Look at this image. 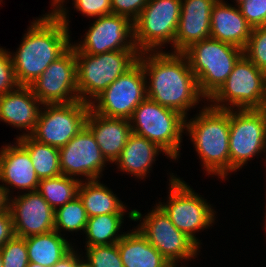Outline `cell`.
I'll return each mask as SVG.
<instances>
[{
  "label": "cell",
  "mask_w": 266,
  "mask_h": 267,
  "mask_svg": "<svg viewBox=\"0 0 266 267\" xmlns=\"http://www.w3.org/2000/svg\"><path fill=\"white\" fill-rule=\"evenodd\" d=\"M60 171L63 175L100 180L108 161L103 156L91 130L85 126L65 146L59 148Z\"/></svg>",
  "instance_id": "2e32d148"
},
{
  "label": "cell",
  "mask_w": 266,
  "mask_h": 267,
  "mask_svg": "<svg viewBox=\"0 0 266 267\" xmlns=\"http://www.w3.org/2000/svg\"><path fill=\"white\" fill-rule=\"evenodd\" d=\"M264 86L265 72L243 54L225 83L208 101L213 102L211 107L222 110H232L235 107L262 109Z\"/></svg>",
  "instance_id": "30bf717a"
},
{
  "label": "cell",
  "mask_w": 266,
  "mask_h": 267,
  "mask_svg": "<svg viewBox=\"0 0 266 267\" xmlns=\"http://www.w3.org/2000/svg\"><path fill=\"white\" fill-rule=\"evenodd\" d=\"M15 236L26 238L54 230L55 210L38 191L9 198Z\"/></svg>",
  "instance_id": "e0dca14e"
},
{
  "label": "cell",
  "mask_w": 266,
  "mask_h": 267,
  "mask_svg": "<svg viewBox=\"0 0 266 267\" xmlns=\"http://www.w3.org/2000/svg\"><path fill=\"white\" fill-rule=\"evenodd\" d=\"M146 76L138 61L119 76L91 103L90 109L107 118L130 119L135 108L147 97Z\"/></svg>",
  "instance_id": "7c38bea8"
},
{
  "label": "cell",
  "mask_w": 266,
  "mask_h": 267,
  "mask_svg": "<svg viewBox=\"0 0 266 267\" xmlns=\"http://www.w3.org/2000/svg\"><path fill=\"white\" fill-rule=\"evenodd\" d=\"M139 54L137 49L109 51L98 55L75 53L80 101L90 104L138 62Z\"/></svg>",
  "instance_id": "5b68a950"
},
{
  "label": "cell",
  "mask_w": 266,
  "mask_h": 267,
  "mask_svg": "<svg viewBox=\"0 0 266 267\" xmlns=\"http://www.w3.org/2000/svg\"><path fill=\"white\" fill-rule=\"evenodd\" d=\"M29 153L35 172L39 180L61 175L59 148L43 144L31 136L16 137Z\"/></svg>",
  "instance_id": "4316f807"
},
{
  "label": "cell",
  "mask_w": 266,
  "mask_h": 267,
  "mask_svg": "<svg viewBox=\"0 0 266 267\" xmlns=\"http://www.w3.org/2000/svg\"><path fill=\"white\" fill-rule=\"evenodd\" d=\"M3 267H27L29 263L25 238L14 236L0 249Z\"/></svg>",
  "instance_id": "d6a6232c"
},
{
  "label": "cell",
  "mask_w": 266,
  "mask_h": 267,
  "mask_svg": "<svg viewBox=\"0 0 266 267\" xmlns=\"http://www.w3.org/2000/svg\"><path fill=\"white\" fill-rule=\"evenodd\" d=\"M54 215V230L60 235H62V230L69 232L85 231L88 216L83 203L78 196L65 205L56 208Z\"/></svg>",
  "instance_id": "f546056e"
},
{
  "label": "cell",
  "mask_w": 266,
  "mask_h": 267,
  "mask_svg": "<svg viewBox=\"0 0 266 267\" xmlns=\"http://www.w3.org/2000/svg\"><path fill=\"white\" fill-rule=\"evenodd\" d=\"M125 213H112L89 217L86 228V246H99L117 243L124 235L118 234Z\"/></svg>",
  "instance_id": "83f0119b"
},
{
  "label": "cell",
  "mask_w": 266,
  "mask_h": 267,
  "mask_svg": "<svg viewBox=\"0 0 266 267\" xmlns=\"http://www.w3.org/2000/svg\"><path fill=\"white\" fill-rule=\"evenodd\" d=\"M183 54L196 77L203 99L208 101L225 83L243 50L229 43L207 38L193 43Z\"/></svg>",
  "instance_id": "277c9868"
},
{
  "label": "cell",
  "mask_w": 266,
  "mask_h": 267,
  "mask_svg": "<svg viewBox=\"0 0 266 267\" xmlns=\"http://www.w3.org/2000/svg\"><path fill=\"white\" fill-rule=\"evenodd\" d=\"M0 267H3V259H2V255H1V250H0Z\"/></svg>",
  "instance_id": "f6af8a7d"
},
{
  "label": "cell",
  "mask_w": 266,
  "mask_h": 267,
  "mask_svg": "<svg viewBox=\"0 0 266 267\" xmlns=\"http://www.w3.org/2000/svg\"><path fill=\"white\" fill-rule=\"evenodd\" d=\"M80 43L72 46L75 53L98 55L109 51L136 49L133 39V22L117 14L95 19Z\"/></svg>",
  "instance_id": "9a60e30c"
},
{
  "label": "cell",
  "mask_w": 266,
  "mask_h": 267,
  "mask_svg": "<svg viewBox=\"0 0 266 267\" xmlns=\"http://www.w3.org/2000/svg\"><path fill=\"white\" fill-rule=\"evenodd\" d=\"M243 54L260 70L266 72V26L252 29Z\"/></svg>",
  "instance_id": "4dcf8cb0"
},
{
  "label": "cell",
  "mask_w": 266,
  "mask_h": 267,
  "mask_svg": "<svg viewBox=\"0 0 266 267\" xmlns=\"http://www.w3.org/2000/svg\"><path fill=\"white\" fill-rule=\"evenodd\" d=\"M27 267H44V266L39 265V264L34 263V262H29Z\"/></svg>",
  "instance_id": "ee69618b"
},
{
  "label": "cell",
  "mask_w": 266,
  "mask_h": 267,
  "mask_svg": "<svg viewBox=\"0 0 266 267\" xmlns=\"http://www.w3.org/2000/svg\"><path fill=\"white\" fill-rule=\"evenodd\" d=\"M29 87L42 104L79 101L74 47L53 61Z\"/></svg>",
  "instance_id": "5bb4252c"
},
{
  "label": "cell",
  "mask_w": 266,
  "mask_h": 267,
  "mask_svg": "<svg viewBox=\"0 0 266 267\" xmlns=\"http://www.w3.org/2000/svg\"><path fill=\"white\" fill-rule=\"evenodd\" d=\"M16 143V145H5L0 150V181L9 198L10 186L33 192L37 191L40 181L28 151L18 141Z\"/></svg>",
  "instance_id": "d6986e66"
},
{
  "label": "cell",
  "mask_w": 266,
  "mask_h": 267,
  "mask_svg": "<svg viewBox=\"0 0 266 267\" xmlns=\"http://www.w3.org/2000/svg\"><path fill=\"white\" fill-rule=\"evenodd\" d=\"M36 127L30 135L37 142L57 148L65 146L85 126L90 104H43ZM46 109V110H45Z\"/></svg>",
  "instance_id": "4fadbf2b"
},
{
  "label": "cell",
  "mask_w": 266,
  "mask_h": 267,
  "mask_svg": "<svg viewBox=\"0 0 266 267\" xmlns=\"http://www.w3.org/2000/svg\"><path fill=\"white\" fill-rule=\"evenodd\" d=\"M19 86L10 52L0 47V96L17 89Z\"/></svg>",
  "instance_id": "836d02e7"
},
{
  "label": "cell",
  "mask_w": 266,
  "mask_h": 267,
  "mask_svg": "<svg viewBox=\"0 0 266 267\" xmlns=\"http://www.w3.org/2000/svg\"><path fill=\"white\" fill-rule=\"evenodd\" d=\"M9 209V197L3 185H0V213Z\"/></svg>",
  "instance_id": "ab89813d"
},
{
  "label": "cell",
  "mask_w": 266,
  "mask_h": 267,
  "mask_svg": "<svg viewBox=\"0 0 266 267\" xmlns=\"http://www.w3.org/2000/svg\"><path fill=\"white\" fill-rule=\"evenodd\" d=\"M68 10L59 7L31 22L15 54L11 55L17 82L30 86L71 46ZM13 55V56H12Z\"/></svg>",
  "instance_id": "6da1fadb"
},
{
  "label": "cell",
  "mask_w": 266,
  "mask_h": 267,
  "mask_svg": "<svg viewBox=\"0 0 266 267\" xmlns=\"http://www.w3.org/2000/svg\"><path fill=\"white\" fill-rule=\"evenodd\" d=\"M15 236L13 227V217L10 209L0 213V249Z\"/></svg>",
  "instance_id": "74e56055"
},
{
  "label": "cell",
  "mask_w": 266,
  "mask_h": 267,
  "mask_svg": "<svg viewBox=\"0 0 266 267\" xmlns=\"http://www.w3.org/2000/svg\"><path fill=\"white\" fill-rule=\"evenodd\" d=\"M129 121L132 133L156 143L168 158L178 160L186 117L146 97Z\"/></svg>",
  "instance_id": "8992f818"
},
{
  "label": "cell",
  "mask_w": 266,
  "mask_h": 267,
  "mask_svg": "<svg viewBox=\"0 0 266 267\" xmlns=\"http://www.w3.org/2000/svg\"><path fill=\"white\" fill-rule=\"evenodd\" d=\"M154 208L144 218L136 209L131 210L128 217L132 221L142 219L140 222H143L137 229L172 266H177L180 261H191V258H195L200 252V246L188 235L179 231L157 204Z\"/></svg>",
  "instance_id": "52a82bcc"
},
{
  "label": "cell",
  "mask_w": 266,
  "mask_h": 267,
  "mask_svg": "<svg viewBox=\"0 0 266 267\" xmlns=\"http://www.w3.org/2000/svg\"><path fill=\"white\" fill-rule=\"evenodd\" d=\"M86 126L93 133L106 160L115 163L132 133L130 121L128 119L107 118L90 109L86 118Z\"/></svg>",
  "instance_id": "7402d4cb"
},
{
  "label": "cell",
  "mask_w": 266,
  "mask_h": 267,
  "mask_svg": "<svg viewBox=\"0 0 266 267\" xmlns=\"http://www.w3.org/2000/svg\"><path fill=\"white\" fill-rule=\"evenodd\" d=\"M236 1V5L238 6L239 4H241L243 1H245V0H235Z\"/></svg>",
  "instance_id": "bcb514c9"
},
{
  "label": "cell",
  "mask_w": 266,
  "mask_h": 267,
  "mask_svg": "<svg viewBox=\"0 0 266 267\" xmlns=\"http://www.w3.org/2000/svg\"><path fill=\"white\" fill-rule=\"evenodd\" d=\"M138 61L149 80L147 97L187 119V111L203 98L187 57L183 53L142 52Z\"/></svg>",
  "instance_id": "7a4b0ae2"
},
{
  "label": "cell",
  "mask_w": 266,
  "mask_h": 267,
  "mask_svg": "<svg viewBox=\"0 0 266 267\" xmlns=\"http://www.w3.org/2000/svg\"><path fill=\"white\" fill-rule=\"evenodd\" d=\"M148 0H111L112 14L127 17L134 22L142 10L145 8Z\"/></svg>",
  "instance_id": "8d00e7d4"
},
{
  "label": "cell",
  "mask_w": 266,
  "mask_h": 267,
  "mask_svg": "<svg viewBox=\"0 0 266 267\" xmlns=\"http://www.w3.org/2000/svg\"><path fill=\"white\" fill-rule=\"evenodd\" d=\"M81 179L59 175L53 178L41 179L37 191L55 210L78 196Z\"/></svg>",
  "instance_id": "f1b7e54d"
},
{
  "label": "cell",
  "mask_w": 266,
  "mask_h": 267,
  "mask_svg": "<svg viewBox=\"0 0 266 267\" xmlns=\"http://www.w3.org/2000/svg\"><path fill=\"white\" fill-rule=\"evenodd\" d=\"M73 248L67 255L58 261L53 267H77V250Z\"/></svg>",
  "instance_id": "f35d334b"
},
{
  "label": "cell",
  "mask_w": 266,
  "mask_h": 267,
  "mask_svg": "<svg viewBox=\"0 0 266 267\" xmlns=\"http://www.w3.org/2000/svg\"><path fill=\"white\" fill-rule=\"evenodd\" d=\"M266 111L262 109L230 110V172L239 170L255 155L265 153Z\"/></svg>",
  "instance_id": "8fae6325"
},
{
  "label": "cell",
  "mask_w": 266,
  "mask_h": 267,
  "mask_svg": "<svg viewBox=\"0 0 266 267\" xmlns=\"http://www.w3.org/2000/svg\"><path fill=\"white\" fill-rule=\"evenodd\" d=\"M117 245L124 267H172L136 228L125 232Z\"/></svg>",
  "instance_id": "cb8c5ba5"
},
{
  "label": "cell",
  "mask_w": 266,
  "mask_h": 267,
  "mask_svg": "<svg viewBox=\"0 0 266 267\" xmlns=\"http://www.w3.org/2000/svg\"><path fill=\"white\" fill-rule=\"evenodd\" d=\"M170 176L168 201L166 204L159 201L158 206L179 231L201 245L195 233L212 226L215 211L211 204L195 193L185 181L173 173Z\"/></svg>",
  "instance_id": "9c48e42d"
},
{
  "label": "cell",
  "mask_w": 266,
  "mask_h": 267,
  "mask_svg": "<svg viewBox=\"0 0 266 267\" xmlns=\"http://www.w3.org/2000/svg\"><path fill=\"white\" fill-rule=\"evenodd\" d=\"M78 256L77 253V267H93L86 259L84 260L83 256ZM83 258V259H82Z\"/></svg>",
  "instance_id": "60d3db41"
},
{
  "label": "cell",
  "mask_w": 266,
  "mask_h": 267,
  "mask_svg": "<svg viewBox=\"0 0 266 267\" xmlns=\"http://www.w3.org/2000/svg\"><path fill=\"white\" fill-rule=\"evenodd\" d=\"M180 14L181 0H148L133 22L136 49L140 53L158 52L164 44L171 42L174 50Z\"/></svg>",
  "instance_id": "ba28073f"
},
{
  "label": "cell",
  "mask_w": 266,
  "mask_h": 267,
  "mask_svg": "<svg viewBox=\"0 0 266 267\" xmlns=\"http://www.w3.org/2000/svg\"><path fill=\"white\" fill-rule=\"evenodd\" d=\"M252 26L247 22L237 5L217 0L213 5L210 22V38L245 48Z\"/></svg>",
  "instance_id": "44dd1931"
},
{
  "label": "cell",
  "mask_w": 266,
  "mask_h": 267,
  "mask_svg": "<svg viewBox=\"0 0 266 267\" xmlns=\"http://www.w3.org/2000/svg\"><path fill=\"white\" fill-rule=\"evenodd\" d=\"M265 208H266V207H265ZM265 215H266V212H265ZM264 218H266V216H265ZM264 227H265V229H266V219H265V226H264Z\"/></svg>",
  "instance_id": "7dc6e473"
},
{
  "label": "cell",
  "mask_w": 266,
  "mask_h": 267,
  "mask_svg": "<svg viewBox=\"0 0 266 267\" xmlns=\"http://www.w3.org/2000/svg\"><path fill=\"white\" fill-rule=\"evenodd\" d=\"M193 119V120H192ZM185 121L202 165L209 175L226 179L230 172V110L203 107L196 117Z\"/></svg>",
  "instance_id": "3957f363"
},
{
  "label": "cell",
  "mask_w": 266,
  "mask_h": 267,
  "mask_svg": "<svg viewBox=\"0 0 266 267\" xmlns=\"http://www.w3.org/2000/svg\"><path fill=\"white\" fill-rule=\"evenodd\" d=\"M78 197L83 203L88 218L104 214L124 213L127 209L117 195L98 179L88 180L85 183L81 181Z\"/></svg>",
  "instance_id": "484cf974"
},
{
  "label": "cell",
  "mask_w": 266,
  "mask_h": 267,
  "mask_svg": "<svg viewBox=\"0 0 266 267\" xmlns=\"http://www.w3.org/2000/svg\"><path fill=\"white\" fill-rule=\"evenodd\" d=\"M25 242L29 262H34L44 267H53L74 247L55 230L28 236L25 238Z\"/></svg>",
  "instance_id": "d4e9b609"
},
{
  "label": "cell",
  "mask_w": 266,
  "mask_h": 267,
  "mask_svg": "<svg viewBox=\"0 0 266 267\" xmlns=\"http://www.w3.org/2000/svg\"><path fill=\"white\" fill-rule=\"evenodd\" d=\"M262 110L266 111V72H265V86H264V98H263Z\"/></svg>",
  "instance_id": "7bdbcfd3"
},
{
  "label": "cell",
  "mask_w": 266,
  "mask_h": 267,
  "mask_svg": "<svg viewBox=\"0 0 266 267\" xmlns=\"http://www.w3.org/2000/svg\"><path fill=\"white\" fill-rule=\"evenodd\" d=\"M238 7L252 28L266 26V0H245Z\"/></svg>",
  "instance_id": "e575fe53"
},
{
  "label": "cell",
  "mask_w": 266,
  "mask_h": 267,
  "mask_svg": "<svg viewBox=\"0 0 266 267\" xmlns=\"http://www.w3.org/2000/svg\"><path fill=\"white\" fill-rule=\"evenodd\" d=\"M217 0H181V14L174 39V53H183L193 43L210 38L213 5Z\"/></svg>",
  "instance_id": "ac0fdd59"
},
{
  "label": "cell",
  "mask_w": 266,
  "mask_h": 267,
  "mask_svg": "<svg viewBox=\"0 0 266 267\" xmlns=\"http://www.w3.org/2000/svg\"><path fill=\"white\" fill-rule=\"evenodd\" d=\"M86 260L93 267H124L117 243L86 247Z\"/></svg>",
  "instance_id": "1f68e13d"
},
{
  "label": "cell",
  "mask_w": 266,
  "mask_h": 267,
  "mask_svg": "<svg viewBox=\"0 0 266 267\" xmlns=\"http://www.w3.org/2000/svg\"><path fill=\"white\" fill-rule=\"evenodd\" d=\"M160 151L166 154L156 143L131 133L115 164L122 172L144 179Z\"/></svg>",
  "instance_id": "603a6c76"
},
{
  "label": "cell",
  "mask_w": 266,
  "mask_h": 267,
  "mask_svg": "<svg viewBox=\"0 0 266 267\" xmlns=\"http://www.w3.org/2000/svg\"><path fill=\"white\" fill-rule=\"evenodd\" d=\"M40 105L43 104L33 94L29 86H19L17 89L0 96V121L26 130V134L22 133L19 137L30 136L42 110Z\"/></svg>",
  "instance_id": "ffe728a7"
},
{
  "label": "cell",
  "mask_w": 266,
  "mask_h": 267,
  "mask_svg": "<svg viewBox=\"0 0 266 267\" xmlns=\"http://www.w3.org/2000/svg\"><path fill=\"white\" fill-rule=\"evenodd\" d=\"M74 8L83 15L98 18L112 14L111 0H72Z\"/></svg>",
  "instance_id": "d590c367"
},
{
  "label": "cell",
  "mask_w": 266,
  "mask_h": 267,
  "mask_svg": "<svg viewBox=\"0 0 266 267\" xmlns=\"http://www.w3.org/2000/svg\"><path fill=\"white\" fill-rule=\"evenodd\" d=\"M64 2L65 0H52L51 6H53L54 9H52L51 13L55 12L59 7H65Z\"/></svg>",
  "instance_id": "b9f144b4"
}]
</instances>
